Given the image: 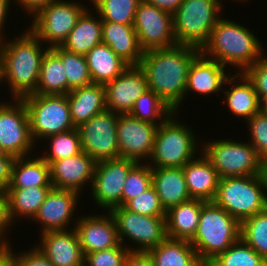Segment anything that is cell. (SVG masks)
I'll return each mask as SVG.
<instances>
[{"mask_svg": "<svg viewBox=\"0 0 267 266\" xmlns=\"http://www.w3.org/2000/svg\"><path fill=\"white\" fill-rule=\"evenodd\" d=\"M122 266H155L148 252L129 251Z\"/></svg>", "mask_w": 267, "mask_h": 266, "instance_id": "obj_49", "label": "cell"}, {"mask_svg": "<svg viewBox=\"0 0 267 266\" xmlns=\"http://www.w3.org/2000/svg\"><path fill=\"white\" fill-rule=\"evenodd\" d=\"M86 9L79 1L56 0L33 15L29 29L47 47L61 46Z\"/></svg>", "mask_w": 267, "mask_h": 266, "instance_id": "obj_11", "label": "cell"}, {"mask_svg": "<svg viewBox=\"0 0 267 266\" xmlns=\"http://www.w3.org/2000/svg\"><path fill=\"white\" fill-rule=\"evenodd\" d=\"M52 186L50 165L39 155L15 158L8 188Z\"/></svg>", "mask_w": 267, "mask_h": 266, "instance_id": "obj_32", "label": "cell"}, {"mask_svg": "<svg viewBox=\"0 0 267 266\" xmlns=\"http://www.w3.org/2000/svg\"><path fill=\"white\" fill-rule=\"evenodd\" d=\"M67 98L71 119L76 128L107 110L105 87L101 84L91 83L73 89L67 94Z\"/></svg>", "mask_w": 267, "mask_h": 266, "instance_id": "obj_26", "label": "cell"}, {"mask_svg": "<svg viewBox=\"0 0 267 266\" xmlns=\"http://www.w3.org/2000/svg\"><path fill=\"white\" fill-rule=\"evenodd\" d=\"M13 156H0V191H6L11 181Z\"/></svg>", "mask_w": 267, "mask_h": 266, "instance_id": "obj_48", "label": "cell"}, {"mask_svg": "<svg viewBox=\"0 0 267 266\" xmlns=\"http://www.w3.org/2000/svg\"><path fill=\"white\" fill-rule=\"evenodd\" d=\"M124 207L133 213L141 215L166 216V211L162 207L153 185L140 195L129 200Z\"/></svg>", "mask_w": 267, "mask_h": 266, "instance_id": "obj_42", "label": "cell"}, {"mask_svg": "<svg viewBox=\"0 0 267 266\" xmlns=\"http://www.w3.org/2000/svg\"><path fill=\"white\" fill-rule=\"evenodd\" d=\"M155 266H204L187 240L166 238L148 251Z\"/></svg>", "mask_w": 267, "mask_h": 266, "instance_id": "obj_33", "label": "cell"}, {"mask_svg": "<svg viewBox=\"0 0 267 266\" xmlns=\"http://www.w3.org/2000/svg\"><path fill=\"white\" fill-rule=\"evenodd\" d=\"M13 1V0H12ZM56 0H14L16 5H19L26 15L33 16L38 10L49 5L51 2ZM31 14V15H30Z\"/></svg>", "mask_w": 267, "mask_h": 266, "instance_id": "obj_50", "label": "cell"}, {"mask_svg": "<svg viewBox=\"0 0 267 266\" xmlns=\"http://www.w3.org/2000/svg\"><path fill=\"white\" fill-rule=\"evenodd\" d=\"M240 238L267 261V209L241 223Z\"/></svg>", "mask_w": 267, "mask_h": 266, "instance_id": "obj_40", "label": "cell"}, {"mask_svg": "<svg viewBox=\"0 0 267 266\" xmlns=\"http://www.w3.org/2000/svg\"><path fill=\"white\" fill-rule=\"evenodd\" d=\"M133 27L144 51L177 45L173 33V15L144 0L138 4Z\"/></svg>", "mask_w": 267, "mask_h": 266, "instance_id": "obj_15", "label": "cell"}, {"mask_svg": "<svg viewBox=\"0 0 267 266\" xmlns=\"http://www.w3.org/2000/svg\"><path fill=\"white\" fill-rule=\"evenodd\" d=\"M17 35L12 40L5 41L4 36L0 39L2 82H7L11 99H22L36 92L41 61L49 49L28 27Z\"/></svg>", "mask_w": 267, "mask_h": 266, "instance_id": "obj_2", "label": "cell"}, {"mask_svg": "<svg viewBox=\"0 0 267 266\" xmlns=\"http://www.w3.org/2000/svg\"><path fill=\"white\" fill-rule=\"evenodd\" d=\"M34 94L67 95L68 81L61 58L49 48L41 61L40 77Z\"/></svg>", "mask_w": 267, "mask_h": 266, "instance_id": "obj_34", "label": "cell"}, {"mask_svg": "<svg viewBox=\"0 0 267 266\" xmlns=\"http://www.w3.org/2000/svg\"><path fill=\"white\" fill-rule=\"evenodd\" d=\"M183 172L192 199L214 200L220 178L212 163L202 152L183 166Z\"/></svg>", "mask_w": 267, "mask_h": 266, "instance_id": "obj_25", "label": "cell"}, {"mask_svg": "<svg viewBox=\"0 0 267 266\" xmlns=\"http://www.w3.org/2000/svg\"><path fill=\"white\" fill-rule=\"evenodd\" d=\"M2 83V52L0 48V84Z\"/></svg>", "mask_w": 267, "mask_h": 266, "instance_id": "obj_56", "label": "cell"}, {"mask_svg": "<svg viewBox=\"0 0 267 266\" xmlns=\"http://www.w3.org/2000/svg\"><path fill=\"white\" fill-rule=\"evenodd\" d=\"M138 162L117 158L96 163L91 188L89 190L98 208L107 212L122 206V192L130 170Z\"/></svg>", "mask_w": 267, "mask_h": 266, "instance_id": "obj_13", "label": "cell"}, {"mask_svg": "<svg viewBox=\"0 0 267 266\" xmlns=\"http://www.w3.org/2000/svg\"><path fill=\"white\" fill-rule=\"evenodd\" d=\"M263 174L265 176L266 183H267V160L264 161Z\"/></svg>", "mask_w": 267, "mask_h": 266, "instance_id": "obj_57", "label": "cell"}, {"mask_svg": "<svg viewBox=\"0 0 267 266\" xmlns=\"http://www.w3.org/2000/svg\"><path fill=\"white\" fill-rule=\"evenodd\" d=\"M93 83L105 85L118 77L129 65L105 43H99L85 54Z\"/></svg>", "mask_w": 267, "mask_h": 266, "instance_id": "obj_31", "label": "cell"}, {"mask_svg": "<svg viewBox=\"0 0 267 266\" xmlns=\"http://www.w3.org/2000/svg\"><path fill=\"white\" fill-rule=\"evenodd\" d=\"M213 202L240 224L267 209V183L264 174L220 178Z\"/></svg>", "mask_w": 267, "mask_h": 266, "instance_id": "obj_6", "label": "cell"}, {"mask_svg": "<svg viewBox=\"0 0 267 266\" xmlns=\"http://www.w3.org/2000/svg\"><path fill=\"white\" fill-rule=\"evenodd\" d=\"M236 73L225 82L230 88H223L224 99L230 113L248 121L260 112L259 97L247 77L242 72Z\"/></svg>", "mask_w": 267, "mask_h": 266, "instance_id": "obj_24", "label": "cell"}, {"mask_svg": "<svg viewBox=\"0 0 267 266\" xmlns=\"http://www.w3.org/2000/svg\"><path fill=\"white\" fill-rule=\"evenodd\" d=\"M202 200L190 199L166 211L167 237L190 241L199 224Z\"/></svg>", "mask_w": 267, "mask_h": 266, "instance_id": "obj_29", "label": "cell"}, {"mask_svg": "<svg viewBox=\"0 0 267 266\" xmlns=\"http://www.w3.org/2000/svg\"><path fill=\"white\" fill-rule=\"evenodd\" d=\"M207 266H267V261L240 238Z\"/></svg>", "mask_w": 267, "mask_h": 266, "instance_id": "obj_37", "label": "cell"}, {"mask_svg": "<svg viewBox=\"0 0 267 266\" xmlns=\"http://www.w3.org/2000/svg\"><path fill=\"white\" fill-rule=\"evenodd\" d=\"M159 125L118 114L117 139L120 158L146 163L151 157ZM141 160V161H140Z\"/></svg>", "mask_w": 267, "mask_h": 266, "instance_id": "obj_16", "label": "cell"}, {"mask_svg": "<svg viewBox=\"0 0 267 266\" xmlns=\"http://www.w3.org/2000/svg\"><path fill=\"white\" fill-rule=\"evenodd\" d=\"M90 10L88 7L82 13L60 47L72 53L85 55L102 42V20L98 13L94 16Z\"/></svg>", "mask_w": 267, "mask_h": 266, "instance_id": "obj_28", "label": "cell"}, {"mask_svg": "<svg viewBox=\"0 0 267 266\" xmlns=\"http://www.w3.org/2000/svg\"><path fill=\"white\" fill-rule=\"evenodd\" d=\"M27 109L32 140L76 128L71 119L67 95L31 94L22 98ZM39 139V140H38Z\"/></svg>", "mask_w": 267, "mask_h": 266, "instance_id": "obj_9", "label": "cell"}, {"mask_svg": "<svg viewBox=\"0 0 267 266\" xmlns=\"http://www.w3.org/2000/svg\"><path fill=\"white\" fill-rule=\"evenodd\" d=\"M0 266H16L14 255L9 249L0 255Z\"/></svg>", "mask_w": 267, "mask_h": 266, "instance_id": "obj_53", "label": "cell"}, {"mask_svg": "<svg viewBox=\"0 0 267 266\" xmlns=\"http://www.w3.org/2000/svg\"><path fill=\"white\" fill-rule=\"evenodd\" d=\"M176 113L174 111L158 126L151 157L147 162L151 167L180 168L201 154L198 153L201 147L195 131L176 119Z\"/></svg>", "mask_w": 267, "mask_h": 266, "instance_id": "obj_5", "label": "cell"}, {"mask_svg": "<svg viewBox=\"0 0 267 266\" xmlns=\"http://www.w3.org/2000/svg\"><path fill=\"white\" fill-rule=\"evenodd\" d=\"M152 185L165 211L192 199L188 192L183 167H152Z\"/></svg>", "mask_w": 267, "mask_h": 266, "instance_id": "obj_27", "label": "cell"}, {"mask_svg": "<svg viewBox=\"0 0 267 266\" xmlns=\"http://www.w3.org/2000/svg\"><path fill=\"white\" fill-rule=\"evenodd\" d=\"M247 122L251 139V145L255 148L257 155L263 160H267V114L257 113Z\"/></svg>", "mask_w": 267, "mask_h": 266, "instance_id": "obj_43", "label": "cell"}, {"mask_svg": "<svg viewBox=\"0 0 267 266\" xmlns=\"http://www.w3.org/2000/svg\"><path fill=\"white\" fill-rule=\"evenodd\" d=\"M201 49L177 44L168 48L146 50L139 67L144 71L148 89L178 112L185 98L188 70Z\"/></svg>", "mask_w": 267, "mask_h": 266, "instance_id": "obj_1", "label": "cell"}, {"mask_svg": "<svg viewBox=\"0 0 267 266\" xmlns=\"http://www.w3.org/2000/svg\"><path fill=\"white\" fill-rule=\"evenodd\" d=\"M96 161L86 152L53 161L50 164L51 183L53 188L73 190L79 194L88 184L92 185Z\"/></svg>", "mask_w": 267, "mask_h": 266, "instance_id": "obj_20", "label": "cell"}, {"mask_svg": "<svg viewBox=\"0 0 267 266\" xmlns=\"http://www.w3.org/2000/svg\"><path fill=\"white\" fill-rule=\"evenodd\" d=\"M80 195L73 190L52 188L33 219L42 226L40 234L47 231L69 230L71 227L69 223H72V220L75 228L79 217H75V220L73 214L75 210L76 212L78 210L77 204L78 199L81 198Z\"/></svg>", "mask_w": 267, "mask_h": 266, "instance_id": "obj_17", "label": "cell"}, {"mask_svg": "<svg viewBox=\"0 0 267 266\" xmlns=\"http://www.w3.org/2000/svg\"><path fill=\"white\" fill-rule=\"evenodd\" d=\"M118 114L104 111L80 124L82 151L96 162L120 158L117 139Z\"/></svg>", "mask_w": 267, "mask_h": 266, "instance_id": "obj_12", "label": "cell"}, {"mask_svg": "<svg viewBox=\"0 0 267 266\" xmlns=\"http://www.w3.org/2000/svg\"><path fill=\"white\" fill-rule=\"evenodd\" d=\"M262 45L247 26L221 17L201 52L226 67L233 66L243 72L264 56Z\"/></svg>", "mask_w": 267, "mask_h": 266, "instance_id": "obj_3", "label": "cell"}, {"mask_svg": "<svg viewBox=\"0 0 267 266\" xmlns=\"http://www.w3.org/2000/svg\"><path fill=\"white\" fill-rule=\"evenodd\" d=\"M11 1L12 0H0V39L5 35L3 31H5V24L8 22L7 17L11 8Z\"/></svg>", "mask_w": 267, "mask_h": 266, "instance_id": "obj_52", "label": "cell"}, {"mask_svg": "<svg viewBox=\"0 0 267 266\" xmlns=\"http://www.w3.org/2000/svg\"><path fill=\"white\" fill-rule=\"evenodd\" d=\"M0 144L14 158L29 156L35 149L27 109L22 99L12 98V102L6 103L0 101Z\"/></svg>", "mask_w": 267, "mask_h": 266, "instance_id": "obj_14", "label": "cell"}, {"mask_svg": "<svg viewBox=\"0 0 267 266\" xmlns=\"http://www.w3.org/2000/svg\"><path fill=\"white\" fill-rule=\"evenodd\" d=\"M225 69L226 66L200 52L189 67L185 96L191 91L202 96L214 93L219 95L232 74H228Z\"/></svg>", "mask_w": 267, "mask_h": 266, "instance_id": "obj_22", "label": "cell"}, {"mask_svg": "<svg viewBox=\"0 0 267 266\" xmlns=\"http://www.w3.org/2000/svg\"><path fill=\"white\" fill-rule=\"evenodd\" d=\"M252 83L259 99L267 94V55L242 72Z\"/></svg>", "mask_w": 267, "mask_h": 266, "instance_id": "obj_45", "label": "cell"}, {"mask_svg": "<svg viewBox=\"0 0 267 266\" xmlns=\"http://www.w3.org/2000/svg\"><path fill=\"white\" fill-rule=\"evenodd\" d=\"M53 186H31L28 188H7L8 216L12 224L19 217L34 219L40 206L44 203L46 196Z\"/></svg>", "mask_w": 267, "mask_h": 266, "instance_id": "obj_30", "label": "cell"}, {"mask_svg": "<svg viewBox=\"0 0 267 266\" xmlns=\"http://www.w3.org/2000/svg\"><path fill=\"white\" fill-rule=\"evenodd\" d=\"M234 1H235V0H234ZM236 1H237V0H236ZM238 1H239V2H242V1L245 2V1H248V0H238Z\"/></svg>", "mask_w": 267, "mask_h": 266, "instance_id": "obj_59", "label": "cell"}, {"mask_svg": "<svg viewBox=\"0 0 267 266\" xmlns=\"http://www.w3.org/2000/svg\"><path fill=\"white\" fill-rule=\"evenodd\" d=\"M13 226L8 216L7 196L4 191H0V239L9 247L11 244L7 234V230ZM9 227V228H8ZM6 233V234H5ZM8 239V241H7Z\"/></svg>", "mask_w": 267, "mask_h": 266, "instance_id": "obj_47", "label": "cell"}, {"mask_svg": "<svg viewBox=\"0 0 267 266\" xmlns=\"http://www.w3.org/2000/svg\"><path fill=\"white\" fill-rule=\"evenodd\" d=\"M222 6L221 0H184L173 14V33L177 44L202 49L221 18Z\"/></svg>", "mask_w": 267, "mask_h": 266, "instance_id": "obj_7", "label": "cell"}, {"mask_svg": "<svg viewBox=\"0 0 267 266\" xmlns=\"http://www.w3.org/2000/svg\"><path fill=\"white\" fill-rule=\"evenodd\" d=\"M129 250L121 243L110 249L89 253L84 258V266H122Z\"/></svg>", "mask_w": 267, "mask_h": 266, "instance_id": "obj_44", "label": "cell"}, {"mask_svg": "<svg viewBox=\"0 0 267 266\" xmlns=\"http://www.w3.org/2000/svg\"><path fill=\"white\" fill-rule=\"evenodd\" d=\"M104 87L106 108L117 114H129L137 98L148 90L145 73L139 66H128Z\"/></svg>", "mask_w": 267, "mask_h": 266, "instance_id": "obj_18", "label": "cell"}, {"mask_svg": "<svg viewBox=\"0 0 267 266\" xmlns=\"http://www.w3.org/2000/svg\"><path fill=\"white\" fill-rule=\"evenodd\" d=\"M260 113L267 114V94L259 99Z\"/></svg>", "mask_w": 267, "mask_h": 266, "instance_id": "obj_54", "label": "cell"}, {"mask_svg": "<svg viewBox=\"0 0 267 266\" xmlns=\"http://www.w3.org/2000/svg\"><path fill=\"white\" fill-rule=\"evenodd\" d=\"M241 224L213 201H203L199 224L189 243L199 261L207 266L240 239Z\"/></svg>", "mask_w": 267, "mask_h": 266, "instance_id": "obj_4", "label": "cell"}, {"mask_svg": "<svg viewBox=\"0 0 267 266\" xmlns=\"http://www.w3.org/2000/svg\"><path fill=\"white\" fill-rule=\"evenodd\" d=\"M8 249L13 253L16 266H53L48 258L36 247L22 250L21 253L14 252L11 246ZM25 251V252H24Z\"/></svg>", "mask_w": 267, "mask_h": 266, "instance_id": "obj_46", "label": "cell"}, {"mask_svg": "<svg viewBox=\"0 0 267 266\" xmlns=\"http://www.w3.org/2000/svg\"><path fill=\"white\" fill-rule=\"evenodd\" d=\"M0 156H12L10 154H7L4 149L1 147V144H0Z\"/></svg>", "mask_w": 267, "mask_h": 266, "instance_id": "obj_58", "label": "cell"}, {"mask_svg": "<svg viewBox=\"0 0 267 266\" xmlns=\"http://www.w3.org/2000/svg\"><path fill=\"white\" fill-rule=\"evenodd\" d=\"M144 1L156 6L160 10L166 11L173 15L184 0H144Z\"/></svg>", "mask_w": 267, "mask_h": 266, "instance_id": "obj_51", "label": "cell"}, {"mask_svg": "<svg viewBox=\"0 0 267 266\" xmlns=\"http://www.w3.org/2000/svg\"><path fill=\"white\" fill-rule=\"evenodd\" d=\"M40 234L36 247L53 266H84V254L75 228Z\"/></svg>", "mask_w": 267, "mask_h": 266, "instance_id": "obj_21", "label": "cell"}, {"mask_svg": "<svg viewBox=\"0 0 267 266\" xmlns=\"http://www.w3.org/2000/svg\"><path fill=\"white\" fill-rule=\"evenodd\" d=\"M103 215H81L75 225L84 257L92 252L110 249L120 244L117 226L110 211ZM107 214V215H106Z\"/></svg>", "mask_w": 267, "mask_h": 266, "instance_id": "obj_19", "label": "cell"}, {"mask_svg": "<svg viewBox=\"0 0 267 266\" xmlns=\"http://www.w3.org/2000/svg\"><path fill=\"white\" fill-rule=\"evenodd\" d=\"M62 60L68 81V93L92 82L85 55L66 51L60 46L51 48Z\"/></svg>", "mask_w": 267, "mask_h": 266, "instance_id": "obj_38", "label": "cell"}, {"mask_svg": "<svg viewBox=\"0 0 267 266\" xmlns=\"http://www.w3.org/2000/svg\"><path fill=\"white\" fill-rule=\"evenodd\" d=\"M102 43L129 66H139L144 50L140 47L133 25L102 21Z\"/></svg>", "mask_w": 267, "mask_h": 266, "instance_id": "obj_23", "label": "cell"}, {"mask_svg": "<svg viewBox=\"0 0 267 266\" xmlns=\"http://www.w3.org/2000/svg\"><path fill=\"white\" fill-rule=\"evenodd\" d=\"M201 147V152L212 163L219 178L263 174L264 161L250 142L234 141L228 137L212 139Z\"/></svg>", "mask_w": 267, "mask_h": 266, "instance_id": "obj_8", "label": "cell"}, {"mask_svg": "<svg viewBox=\"0 0 267 266\" xmlns=\"http://www.w3.org/2000/svg\"><path fill=\"white\" fill-rule=\"evenodd\" d=\"M173 112L174 111L168 104H166L155 92L148 89L137 98L129 115L145 122L160 125Z\"/></svg>", "mask_w": 267, "mask_h": 266, "instance_id": "obj_35", "label": "cell"}, {"mask_svg": "<svg viewBox=\"0 0 267 266\" xmlns=\"http://www.w3.org/2000/svg\"><path fill=\"white\" fill-rule=\"evenodd\" d=\"M110 213L117 226L119 241L129 251L148 252L167 238L165 216L141 215L124 206L114 207ZM126 239L136 246L127 244Z\"/></svg>", "mask_w": 267, "mask_h": 266, "instance_id": "obj_10", "label": "cell"}, {"mask_svg": "<svg viewBox=\"0 0 267 266\" xmlns=\"http://www.w3.org/2000/svg\"><path fill=\"white\" fill-rule=\"evenodd\" d=\"M141 0H90L95 14L102 21L133 25L134 16ZM92 2V3H91Z\"/></svg>", "mask_w": 267, "mask_h": 266, "instance_id": "obj_36", "label": "cell"}, {"mask_svg": "<svg viewBox=\"0 0 267 266\" xmlns=\"http://www.w3.org/2000/svg\"><path fill=\"white\" fill-rule=\"evenodd\" d=\"M8 249V246L0 239V255Z\"/></svg>", "mask_w": 267, "mask_h": 266, "instance_id": "obj_55", "label": "cell"}, {"mask_svg": "<svg viewBox=\"0 0 267 266\" xmlns=\"http://www.w3.org/2000/svg\"><path fill=\"white\" fill-rule=\"evenodd\" d=\"M45 140L49 142L50 148L45 150L46 154L41 155L40 153V156L49 165L53 161L72 157L82 152L80 135L77 128L51 135Z\"/></svg>", "mask_w": 267, "mask_h": 266, "instance_id": "obj_39", "label": "cell"}, {"mask_svg": "<svg viewBox=\"0 0 267 266\" xmlns=\"http://www.w3.org/2000/svg\"><path fill=\"white\" fill-rule=\"evenodd\" d=\"M152 186V167L137 163L129 172L122 192V206Z\"/></svg>", "mask_w": 267, "mask_h": 266, "instance_id": "obj_41", "label": "cell"}]
</instances>
